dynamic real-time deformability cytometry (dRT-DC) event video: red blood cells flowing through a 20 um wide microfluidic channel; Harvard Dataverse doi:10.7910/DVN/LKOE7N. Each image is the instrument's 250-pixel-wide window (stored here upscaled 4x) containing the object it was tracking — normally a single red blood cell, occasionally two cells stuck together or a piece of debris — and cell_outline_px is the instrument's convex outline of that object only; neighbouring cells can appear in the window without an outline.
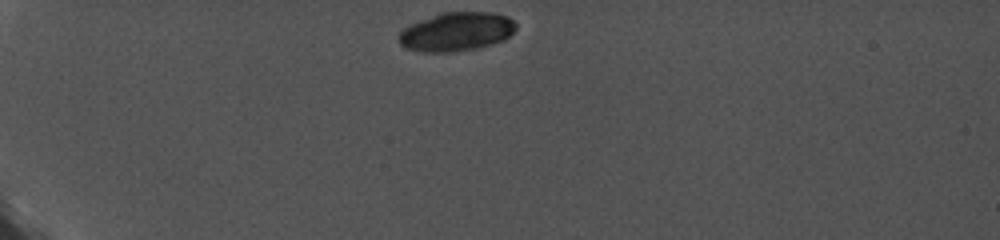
{"species": "common noctule bat (a hibernating species)", "species_latin": "Nyctalus noctula", "temperature_condition": "cold", "stored_images_in_passage": 11, "camera_frame_rate_fps": 5000, "um_per_image_px": 0.085, "animal": {"sex": "female", "body_mass_g": 19.0, "forearm_length_mm": 56.7}, "frame": {"image": 1, "passage_image": 1, "time_ms": 0.0, "image_size_px": [1000, 240], "cell_outline_px": [[516, 28], [504, 40], [492, 44], [476, 48], [456, 52], [420, 52], [404, 48], [400, 44], [400, 32], [404, 28], [420, 20], [440, 12], [492, 12], [508, 16], [516, 24]], "centroid_in_image_um": [38.8, 2.7], "position_along_channel_um": 46.2, "area_um2": 26.53}}